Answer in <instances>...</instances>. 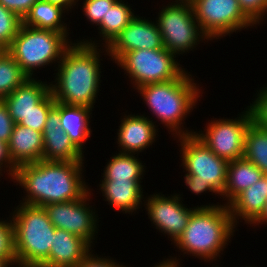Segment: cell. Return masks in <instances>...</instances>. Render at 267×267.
Segmentation results:
<instances>
[{
  "instance_id": "obj_1",
  "label": "cell",
  "mask_w": 267,
  "mask_h": 267,
  "mask_svg": "<svg viewBox=\"0 0 267 267\" xmlns=\"http://www.w3.org/2000/svg\"><path fill=\"white\" fill-rule=\"evenodd\" d=\"M84 162L45 161L17 167L11 180L26 192L20 203L45 206L47 204L79 200L90 187L85 182ZM84 180V181H83Z\"/></svg>"
},
{
  "instance_id": "obj_2",
  "label": "cell",
  "mask_w": 267,
  "mask_h": 267,
  "mask_svg": "<svg viewBox=\"0 0 267 267\" xmlns=\"http://www.w3.org/2000/svg\"><path fill=\"white\" fill-rule=\"evenodd\" d=\"M76 42L55 67L57 73L55 81L50 82V91L56 102L93 109L101 85L100 43L91 39Z\"/></svg>"
},
{
  "instance_id": "obj_3",
  "label": "cell",
  "mask_w": 267,
  "mask_h": 267,
  "mask_svg": "<svg viewBox=\"0 0 267 267\" xmlns=\"http://www.w3.org/2000/svg\"><path fill=\"white\" fill-rule=\"evenodd\" d=\"M235 228L227 205H197L187 227L173 244L184 256L187 254L213 263L218 257L220 259Z\"/></svg>"
},
{
  "instance_id": "obj_4",
  "label": "cell",
  "mask_w": 267,
  "mask_h": 267,
  "mask_svg": "<svg viewBox=\"0 0 267 267\" xmlns=\"http://www.w3.org/2000/svg\"><path fill=\"white\" fill-rule=\"evenodd\" d=\"M198 85V86H197ZM199 84L187 71L180 77L167 82L150 83L137 88L144 103L153 116L176 137L195 134L183 124L193 111L201 95ZM184 122V123H183ZM182 125V126H181ZM183 127V128H182ZM185 129V130H184Z\"/></svg>"
},
{
  "instance_id": "obj_5",
  "label": "cell",
  "mask_w": 267,
  "mask_h": 267,
  "mask_svg": "<svg viewBox=\"0 0 267 267\" xmlns=\"http://www.w3.org/2000/svg\"><path fill=\"white\" fill-rule=\"evenodd\" d=\"M9 217L14 228L17 267H43L49 260L55 227L41 206L20 203Z\"/></svg>"
},
{
  "instance_id": "obj_6",
  "label": "cell",
  "mask_w": 267,
  "mask_h": 267,
  "mask_svg": "<svg viewBox=\"0 0 267 267\" xmlns=\"http://www.w3.org/2000/svg\"><path fill=\"white\" fill-rule=\"evenodd\" d=\"M69 34L22 24L6 51L30 78H34L35 70L61 61L65 51L74 43Z\"/></svg>"
},
{
  "instance_id": "obj_7",
  "label": "cell",
  "mask_w": 267,
  "mask_h": 267,
  "mask_svg": "<svg viewBox=\"0 0 267 267\" xmlns=\"http://www.w3.org/2000/svg\"><path fill=\"white\" fill-rule=\"evenodd\" d=\"M155 20L164 48L177 56L189 53L200 44V41L208 42L195 19L189 0H172L170 4L163 6Z\"/></svg>"
},
{
  "instance_id": "obj_8",
  "label": "cell",
  "mask_w": 267,
  "mask_h": 267,
  "mask_svg": "<svg viewBox=\"0 0 267 267\" xmlns=\"http://www.w3.org/2000/svg\"><path fill=\"white\" fill-rule=\"evenodd\" d=\"M176 57L165 48L139 49L126 52L116 64L125 71L136 90L146 84L180 78L186 71Z\"/></svg>"
},
{
  "instance_id": "obj_9",
  "label": "cell",
  "mask_w": 267,
  "mask_h": 267,
  "mask_svg": "<svg viewBox=\"0 0 267 267\" xmlns=\"http://www.w3.org/2000/svg\"><path fill=\"white\" fill-rule=\"evenodd\" d=\"M177 138L181 146V166L192 183H208L222 196L229 162L214 154L195 134Z\"/></svg>"
},
{
  "instance_id": "obj_10",
  "label": "cell",
  "mask_w": 267,
  "mask_h": 267,
  "mask_svg": "<svg viewBox=\"0 0 267 267\" xmlns=\"http://www.w3.org/2000/svg\"><path fill=\"white\" fill-rule=\"evenodd\" d=\"M200 30L208 38L221 39L255 23L241 10L238 0H189ZM249 27V28H248Z\"/></svg>"
},
{
  "instance_id": "obj_11",
  "label": "cell",
  "mask_w": 267,
  "mask_h": 267,
  "mask_svg": "<svg viewBox=\"0 0 267 267\" xmlns=\"http://www.w3.org/2000/svg\"><path fill=\"white\" fill-rule=\"evenodd\" d=\"M241 113L235 119L215 118L206 124L204 131H196L195 135L214 154L227 162L241 159L244 154L246 131L253 122L249 106Z\"/></svg>"
},
{
  "instance_id": "obj_12",
  "label": "cell",
  "mask_w": 267,
  "mask_h": 267,
  "mask_svg": "<svg viewBox=\"0 0 267 267\" xmlns=\"http://www.w3.org/2000/svg\"><path fill=\"white\" fill-rule=\"evenodd\" d=\"M90 197L91 191L79 200L47 204L43 207L55 228L78 235L93 247V240L99 230V220L95 209L89 205Z\"/></svg>"
},
{
  "instance_id": "obj_13",
  "label": "cell",
  "mask_w": 267,
  "mask_h": 267,
  "mask_svg": "<svg viewBox=\"0 0 267 267\" xmlns=\"http://www.w3.org/2000/svg\"><path fill=\"white\" fill-rule=\"evenodd\" d=\"M181 199V195L177 193L168 197L154 193L143 200L151 224H154L159 232L167 234L172 244L183 233L192 212L197 208H187Z\"/></svg>"
},
{
  "instance_id": "obj_14",
  "label": "cell",
  "mask_w": 267,
  "mask_h": 267,
  "mask_svg": "<svg viewBox=\"0 0 267 267\" xmlns=\"http://www.w3.org/2000/svg\"><path fill=\"white\" fill-rule=\"evenodd\" d=\"M163 40L157 22L135 18L105 47L106 54L115 63L126 53L139 49H163Z\"/></svg>"
},
{
  "instance_id": "obj_15",
  "label": "cell",
  "mask_w": 267,
  "mask_h": 267,
  "mask_svg": "<svg viewBox=\"0 0 267 267\" xmlns=\"http://www.w3.org/2000/svg\"><path fill=\"white\" fill-rule=\"evenodd\" d=\"M43 160L84 162L82 153L60 127L59 102L49 111L43 129Z\"/></svg>"
},
{
  "instance_id": "obj_16",
  "label": "cell",
  "mask_w": 267,
  "mask_h": 267,
  "mask_svg": "<svg viewBox=\"0 0 267 267\" xmlns=\"http://www.w3.org/2000/svg\"><path fill=\"white\" fill-rule=\"evenodd\" d=\"M130 114L121 118L117 132L119 153L137 154L147 150L155 142L158 132L156 122L149 116Z\"/></svg>"
},
{
  "instance_id": "obj_17",
  "label": "cell",
  "mask_w": 267,
  "mask_h": 267,
  "mask_svg": "<svg viewBox=\"0 0 267 267\" xmlns=\"http://www.w3.org/2000/svg\"><path fill=\"white\" fill-rule=\"evenodd\" d=\"M93 247L83 238L62 229H55L49 260L43 267H75Z\"/></svg>"
},
{
  "instance_id": "obj_18",
  "label": "cell",
  "mask_w": 267,
  "mask_h": 267,
  "mask_svg": "<svg viewBox=\"0 0 267 267\" xmlns=\"http://www.w3.org/2000/svg\"><path fill=\"white\" fill-rule=\"evenodd\" d=\"M99 187L113 209L132 214L142 208L143 188L141 180H100ZM141 205V206H140Z\"/></svg>"
},
{
  "instance_id": "obj_19",
  "label": "cell",
  "mask_w": 267,
  "mask_h": 267,
  "mask_svg": "<svg viewBox=\"0 0 267 267\" xmlns=\"http://www.w3.org/2000/svg\"><path fill=\"white\" fill-rule=\"evenodd\" d=\"M7 144L10 158L16 167L43 160L42 132L15 124Z\"/></svg>"
},
{
  "instance_id": "obj_20",
  "label": "cell",
  "mask_w": 267,
  "mask_h": 267,
  "mask_svg": "<svg viewBox=\"0 0 267 267\" xmlns=\"http://www.w3.org/2000/svg\"><path fill=\"white\" fill-rule=\"evenodd\" d=\"M47 83L29 78L3 99L16 124L37 109V104L50 92V83Z\"/></svg>"
},
{
  "instance_id": "obj_21",
  "label": "cell",
  "mask_w": 267,
  "mask_h": 267,
  "mask_svg": "<svg viewBox=\"0 0 267 267\" xmlns=\"http://www.w3.org/2000/svg\"><path fill=\"white\" fill-rule=\"evenodd\" d=\"M266 201L267 175H264L262 179L240 193L228 205L235 227L239 223V218L251 226L261 216Z\"/></svg>"
},
{
  "instance_id": "obj_22",
  "label": "cell",
  "mask_w": 267,
  "mask_h": 267,
  "mask_svg": "<svg viewBox=\"0 0 267 267\" xmlns=\"http://www.w3.org/2000/svg\"><path fill=\"white\" fill-rule=\"evenodd\" d=\"M91 111L93 110L88 107L59 102L60 127L82 153H84L83 144L90 138L92 132Z\"/></svg>"
},
{
  "instance_id": "obj_23",
  "label": "cell",
  "mask_w": 267,
  "mask_h": 267,
  "mask_svg": "<svg viewBox=\"0 0 267 267\" xmlns=\"http://www.w3.org/2000/svg\"><path fill=\"white\" fill-rule=\"evenodd\" d=\"M265 174L252 162L241 158L229 162L222 199L229 205L240 193L257 183Z\"/></svg>"
},
{
  "instance_id": "obj_24",
  "label": "cell",
  "mask_w": 267,
  "mask_h": 267,
  "mask_svg": "<svg viewBox=\"0 0 267 267\" xmlns=\"http://www.w3.org/2000/svg\"><path fill=\"white\" fill-rule=\"evenodd\" d=\"M66 10L62 7L38 0L33 4L28 14L23 19V25L44 30H53L60 33H69L67 24L62 18ZM64 13V14H63Z\"/></svg>"
},
{
  "instance_id": "obj_25",
  "label": "cell",
  "mask_w": 267,
  "mask_h": 267,
  "mask_svg": "<svg viewBox=\"0 0 267 267\" xmlns=\"http://www.w3.org/2000/svg\"><path fill=\"white\" fill-rule=\"evenodd\" d=\"M134 10L123 0H117L110 8L106 16L97 25L101 45L107 47L114 38L135 18Z\"/></svg>"
},
{
  "instance_id": "obj_26",
  "label": "cell",
  "mask_w": 267,
  "mask_h": 267,
  "mask_svg": "<svg viewBox=\"0 0 267 267\" xmlns=\"http://www.w3.org/2000/svg\"><path fill=\"white\" fill-rule=\"evenodd\" d=\"M135 154L116 153L104 168L102 180H142L145 165Z\"/></svg>"
},
{
  "instance_id": "obj_27",
  "label": "cell",
  "mask_w": 267,
  "mask_h": 267,
  "mask_svg": "<svg viewBox=\"0 0 267 267\" xmlns=\"http://www.w3.org/2000/svg\"><path fill=\"white\" fill-rule=\"evenodd\" d=\"M243 158L267 175V129L259 127L254 121L246 131Z\"/></svg>"
},
{
  "instance_id": "obj_28",
  "label": "cell",
  "mask_w": 267,
  "mask_h": 267,
  "mask_svg": "<svg viewBox=\"0 0 267 267\" xmlns=\"http://www.w3.org/2000/svg\"><path fill=\"white\" fill-rule=\"evenodd\" d=\"M30 77L5 50L0 56V100L11 94Z\"/></svg>"
},
{
  "instance_id": "obj_29",
  "label": "cell",
  "mask_w": 267,
  "mask_h": 267,
  "mask_svg": "<svg viewBox=\"0 0 267 267\" xmlns=\"http://www.w3.org/2000/svg\"><path fill=\"white\" fill-rule=\"evenodd\" d=\"M23 20L0 4V45L7 49L19 32Z\"/></svg>"
},
{
  "instance_id": "obj_30",
  "label": "cell",
  "mask_w": 267,
  "mask_h": 267,
  "mask_svg": "<svg viewBox=\"0 0 267 267\" xmlns=\"http://www.w3.org/2000/svg\"><path fill=\"white\" fill-rule=\"evenodd\" d=\"M55 100L51 91L37 104V109L31 111L18 124L43 133L49 111L54 107Z\"/></svg>"
},
{
  "instance_id": "obj_31",
  "label": "cell",
  "mask_w": 267,
  "mask_h": 267,
  "mask_svg": "<svg viewBox=\"0 0 267 267\" xmlns=\"http://www.w3.org/2000/svg\"><path fill=\"white\" fill-rule=\"evenodd\" d=\"M0 258L8 260L13 266L16 264L14 250V228L11 218L8 221L0 219Z\"/></svg>"
},
{
  "instance_id": "obj_32",
  "label": "cell",
  "mask_w": 267,
  "mask_h": 267,
  "mask_svg": "<svg viewBox=\"0 0 267 267\" xmlns=\"http://www.w3.org/2000/svg\"><path fill=\"white\" fill-rule=\"evenodd\" d=\"M79 1V0H78ZM117 0H83L82 10L87 20L96 26L106 16L110 8Z\"/></svg>"
},
{
  "instance_id": "obj_33",
  "label": "cell",
  "mask_w": 267,
  "mask_h": 267,
  "mask_svg": "<svg viewBox=\"0 0 267 267\" xmlns=\"http://www.w3.org/2000/svg\"><path fill=\"white\" fill-rule=\"evenodd\" d=\"M253 121L264 129H267V87L259 89L255 100L250 103Z\"/></svg>"
},
{
  "instance_id": "obj_34",
  "label": "cell",
  "mask_w": 267,
  "mask_h": 267,
  "mask_svg": "<svg viewBox=\"0 0 267 267\" xmlns=\"http://www.w3.org/2000/svg\"><path fill=\"white\" fill-rule=\"evenodd\" d=\"M241 10L257 25L267 14V0H238ZM265 16V17H264Z\"/></svg>"
},
{
  "instance_id": "obj_35",
  "label": "cell",
  "mask_w": 267,
  "mask_h": 267,
  "mask_svg": "<svg viewBox=\"0 0 267 267\" xmlns=\"http://www.w3.org/2000/svg\"><path fill=\"white\" fill-rule=\"evenodd\" d=\"M15 122L9 114L8 107L3 100H0V140L8 143L12 131L15 126Z\"/></svg>"
},
{
  "instance_id": "obj_36",
  "label": "cell",
  "mask_w": 267,
  "mask_h": 267,
  "mask_svg": "<svg viewBox=\"0 0 267 267\" xmlns=\"http://www.w3.org/2000/svg\"><path fill=\"white\" fill-rule=\"evenodd\" d=\"M93 250L75 267H127L123 264H119L118 262H115L116 260H113L111 257L104 258V257H98V255L92 253ZM95 255V256H94Z\"/></svg>"
},
{
  "instance_id": "obj_37",
  "label": "cell",
  "mask_w": 267,
  "mask_h": 267,
  "mask_svg": "<svg viewBox=\"0 0 267 267\" xmlns=\"http://www.w3.org/2000/svg\"><path fill=\"white\" fill-rule=\"evenodd\" d=\"M37 1L38 0H0V4H2L8 10L13 11L23 20L33 4Z\"/></svg>"
},
{
  "instance_id": "obj_38",
  "label": "cell",
  "mask_w": 267,
  "mask_h": 267,
  "mask_svg": "<svg viewBox=\"0 0 267 267\" xmlns=\"http://www.w3.org/2000/svg\"><path fill=\"white\" fill-rule=\"evenodd\" d=\"M4 167V168H3ZM0 168L3 170L6 169L7 175L10 177V179H13L17 167L13 164L9 152H8V144L6 142H3L0 140Z\"/></svg>"
},
{
  "instance_id": "obj_39",
  "label": "cell",
  "mask_w": 267,
  "mask_h": 267,
  "mask_svg": "<svg viewBox=\"0 0 267 267\" xmlns=\"http://www.w3.org/2000/svg\"><path fill=\"white\" fill-rule=\"evenodd\" d=\"M185 185L188 187V189L191 191V193L200 195L201 193L206 192H212L217 195L218 193L208 184V183H201V182H195L192 183L191 179L185 174Z\"/></svg>"
},
{
  "instance_id": "obj_40",
  "label": "cell",
  "mask_w": 267,
  "mask_h": 267,
  "mask_svg": "<svg viewBox=\"0 0 267 267\" xmlns=\"http://www.w3.org/2000/svg\"><path fill=\"white\" fill-rule=\"evenodd\" d=\"M42 1H46L55 5H58L60 7H62L63 9H65L67 12L74 8L73 6H75L78 2V0H42Z\"/></svg>"
},
{
  "instance_id": "obj_41",
  "label": "cell",
  "mask_w": 267,
  "mask_h": 267,
  "mask_svg": "<svg viewBox=\"0 0 267 267\" xmlns=\"http://www.w3.org/2000/svg\"><path fill=\"white\" fill-rule=\"evenodd\" d=\"M178 261L179 258L177 259L176 257H170L166 260L163 259V261L159 262L157 265L154 264V267H179L181 264Z\"/></svg>"
},
{
  "instance_id": "obj_42",
  "label": "cell",
  "mask_w": 267,
  "mask_h": 267,
  "mask_svg": "<svg viewBox=\"0 0 267 267\" xmlns=\"http://www.w3.org/2000/svg\"><path fill=\"white\" fill-rule=\"evenodd\" d=\"M263 223L265 225L267 224V201L261 216L251 226H258L259 224L262 225Z\"/></svg>"
},
{
  "instance_id": "obj_43",
  "label": "cell",
  "mask_w": 267,
  "mask_h": 267,
  "mask_svg": "<svg viewBox=\"0 0 267 267\" xmlns=\"http://www.w3.org/2000/svg\"><path fill=\"white\" fill-rule=\"evenodd\" d=\"M12 267L13 265L5 259L0 258V267Z\"/></svg>"
},
{
  "instance_id": "obj_44",
  "label": "cell",
  "mask_w": 267,
  "mask_h": 267,
  "mask_svg": "<svg viewBox=\"0 0 267 267\" xmlns=\"http://www.w3.org/2000/svg\"><path fill=\"white\" fill-rule=\"evenodd\" d=\"M6 49H4L1 45H0V56L3 54V52L5 51Z\"/></svg>"
},
{
  "instance_id": "obj_45",
  "label": "cell",
  "mask_w": 267,
  "mask_h": 267,
  "mask_svg": "<svg viewBox=\"0 0 267 267\" xmlns=\"http://www.w3.org/2000/svg\"><path fill=\"white\" fill-rule=\"evenodd\" d=\"M2 171H3V169L0 168V175L1 176L4 175ZM1 176H0V178H1Z\"/></svg>"
}]
</instances>
